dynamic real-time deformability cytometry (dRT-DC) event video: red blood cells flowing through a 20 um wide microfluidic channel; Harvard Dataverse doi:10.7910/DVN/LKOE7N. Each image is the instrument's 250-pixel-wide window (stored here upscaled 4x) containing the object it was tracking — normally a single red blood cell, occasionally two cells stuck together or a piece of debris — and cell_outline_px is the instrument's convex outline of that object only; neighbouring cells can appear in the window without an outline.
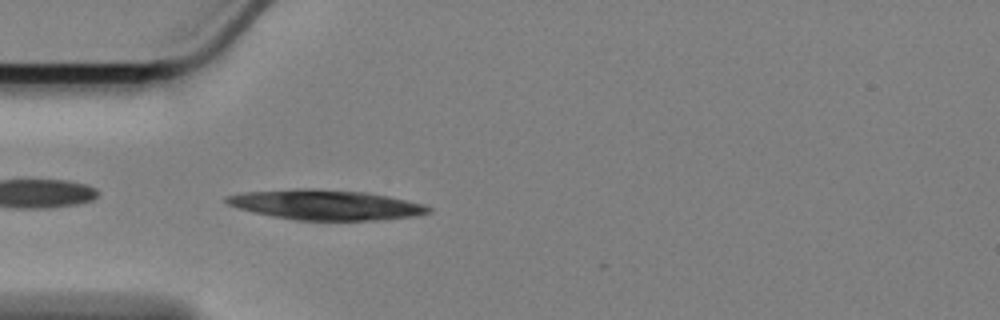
{"species": "Egyptian fruit bat (a non-hibernating species)", "species_latin": "Rousettus aegyptiacus", "temperature_condition": "cold", "stored_images_in_passage": 14, "camera_frame_rate_fps": 3000, "um_per_image_px": 0.085, "animal": {"sex": "female"}, "frame": {"image": 1, "passage_image": 2, "time_ms": 0.333, "image_size_px": [1000, 320], "cell_outline_px": [[432, 212], [416, 216], [380, 220], [296, 220], [272, 216], [240, 208], [228, 204], [224, 200], [224, 196], [244, 192], [300, 188], [316, 188], [364, 192], [388, 196], [424, 204], [432, 208]], "centroid_in_image_um": [27.72, 17.4], "position_along_channel_um": 57.3, "area_um2": 35.37}}
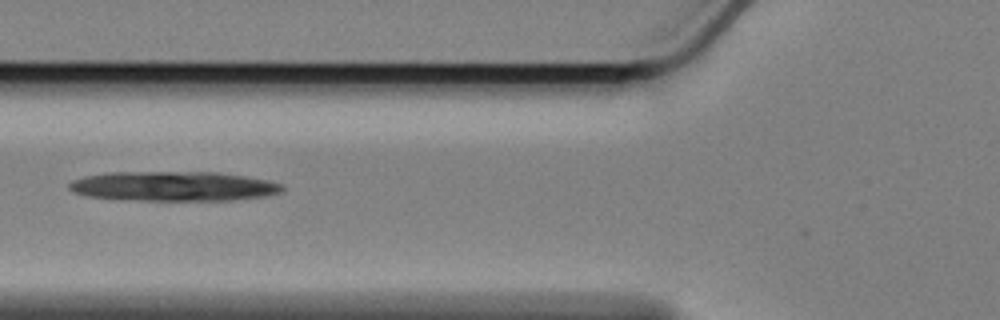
{"frame": {"image": 2, "passage_image": 7, "time_ms": 2.0, "image_size_px": [1000, 320], "cell_outline_px": [[284, 192], [264, 196], [232, 200], [140, 200], [88, 196], [72, 192], [68, 188], [68, 184], [72, 180], [84, 176], [104, 172], [220, 172], [268, 180], [280, 184], [284, 188]], "centroid_in_image_um": [14.73, 15.82], "position_along_channel_um": 111.1, "area_um2": 36.88}}